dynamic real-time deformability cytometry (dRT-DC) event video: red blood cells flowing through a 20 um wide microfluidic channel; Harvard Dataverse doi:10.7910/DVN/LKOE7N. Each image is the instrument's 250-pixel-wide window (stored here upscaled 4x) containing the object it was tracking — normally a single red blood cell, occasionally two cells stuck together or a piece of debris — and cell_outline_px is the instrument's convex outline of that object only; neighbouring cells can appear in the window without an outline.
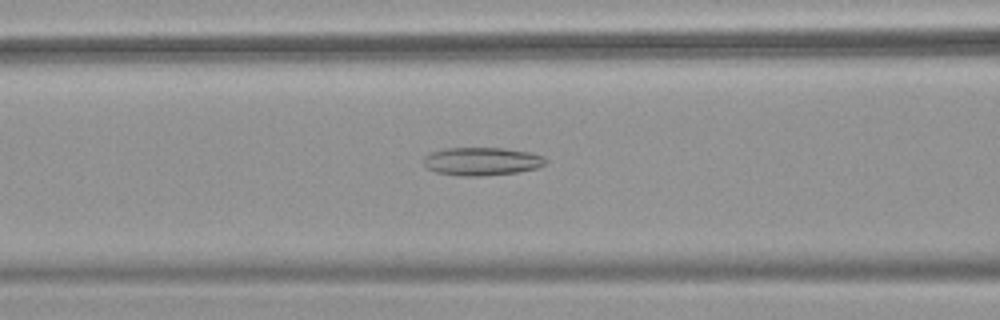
{"species": "common noctule bat (a hibernating species)", "species_latin": "Nyctalus noctula", "temperature_condition": "warm", "stored_images_in_passage": 52, "camera_frame_rate_fps": 3000, "um_per_image_px": 0.085, "animal": {"sex": "female", "body_mass_g": 18.4}, "frame": {"image": 1, "passage_image": 22, "time_ms": 7.0, "image_size_px": [1000, 320], "cell_outline_px": [[548, 160], [544, 164], [536, 168], [520, 172], [480, 176], [460, 176], [436, 172], [428, 168], [424, 164], [424, 156], [428, 152], [444, 148], [504, 148], [528, 152], [544, 156]], "centroid_in_image_um": [40.94, 13.71], "position_along_channel_um": 125.7, "area_um2": 20.11}}
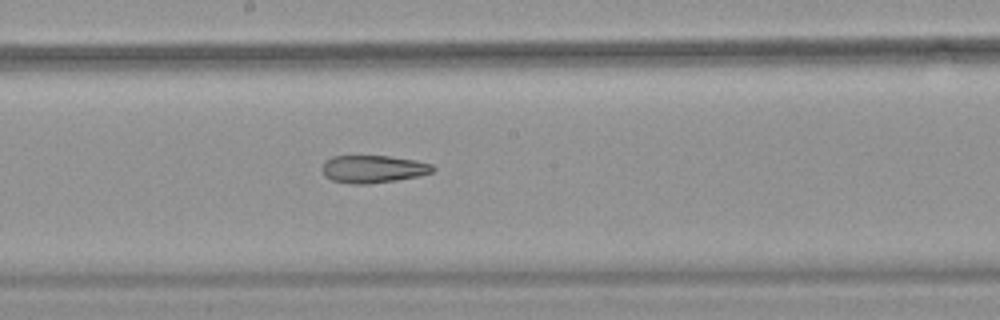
{"frame": {"image": 2, "passage_image": 29, "time_ms": 9.333, "image_size_px": [1000, 320], "cell_outline_px": [[436, 168], [432, 172], [420, 176], [396, 180], [368, 184], [352, 184], [332, 180], [324, 176], [320, 168], [324, 160], [332, 156], [388, 156], [416, 160], [432, 164]], "centroid_in_image_um": [31.69, 14.36], "position_along_channel_um": 216.5, "area_um2": 18.03}}
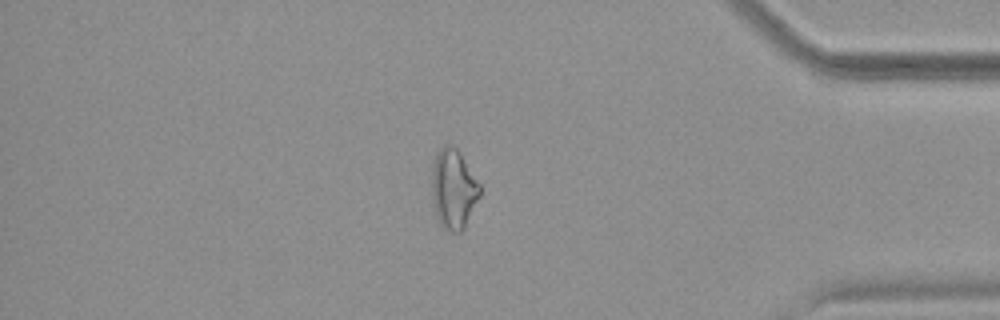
{"frame": {"image": 3, "passage_image": 45, "time_ms": 14.667, "image_size_px": [1000, 320], "cell_outline_px": [[480, 196], [464, 228], [460, 232], [448, 232], [440, 224], [436, 216], [432, 196], [432, 168], [436, 152], [444, 144], [452, 144], [456, 148], [480, 184]], "centroid_in_image_um": [38.53, 16.07], "position_along_channel_um": 396.7, "area_um2": 22.25}, "authors_computed_cell_mechanics": {"area_um2": 22.253, "velocity_mm_per_s": 3.9091, "shape_relaxation_time_tau1_ms": null, "shape_relaxation_time_tau2_ms": 6.0669, "deformation_change_tau1": null, "deformation_change_tau2": 0.1861}}